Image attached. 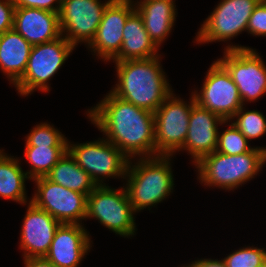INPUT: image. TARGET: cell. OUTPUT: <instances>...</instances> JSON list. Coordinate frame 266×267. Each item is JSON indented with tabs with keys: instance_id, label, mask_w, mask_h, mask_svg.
<instances>
[{
	"instance_id": "obj_2",
	"label": "cell",
	"mask_w": 266,
	"mask_h": 267,
	"mask_svg": "<svg viewBox=\"0 0 266 267\" xmlns=\"http://www.w3.org/2000/svg\"><path fill=\"white\" fill-rule=\"evenodd\" d=\"M160 60L161 55L113 61L118 81L111 92L138 108L154 113L173 92Z\"/></svg>"
},
{
	"instance_id": "obj_17",
	"label": "cell",
	"mask_w": 266,
	"mask_h": 267,
	"mask_svg": "<svg viewBox=\"0 0 266 267\" xmlns=\"http://www.w3.org/2000/svg\"><path fill=\"white\" fill-rule=\"evenodd\" d=\"M91 236L81 224H60L45 256L55 267H79L90 251Z\"/></svg>"
},
{
	"instance_id": "obj_29",
	"label": "cell",
	"mask_w": 266,
	"mask_h": 267,
	"mask_svg": "<svg viewBox=\"0 0 266 267\" xmlns=\"http://www.w3.org/2000/svg\"><path fill=\"white\" fill-rule=\"evenodd\" d=\"M247 32L253 36H266V2L261 0L249 18Z\"/></svg>"
},
{
	"instance_id": "obj_6",
	"label": "cell",
	"mask_w": 266,
	"mask_h": 267,
	"mask_svg": "<svg viewBox=\"0 0 266 267\" xmlns=\"http://www.w3.org/2000/svg\"><path fill=\"white\" fill-rule=\"evenodd\" d=\"M76 48L62 35L56 40L33 45L23 76L14 84L21 96L35 90L49 92V81Z\"/></svg>"
},
{
	"instance_id": "obj_33",
	"label": "cell",
	"mask_w": 266,
	"mask_h": 267,
	"mask_svg": "<svg viewBox=\"0 0 266 267\" xmlns=\"http://www.w3.org/2000/svg\"><path fill=\"white\" fill-rule=\"evenodd\" d=\"M24 267H55L45 257H28L23 258Z\"/></svg>"
},
{
	"instance_id": "obj_10",
	"label": "cell",
	"mask_w": 266,
	"mask_h": 267,
	"mask_svg": "<svg viewBox=\"0 0 266 267\" xmlns=\"http://www.w3.org/2000/svg\"><path fill=\"white\" fill-rule=\"evenodd\" d=\"M260 1L221 0L201 25L195 41L197 44L227 42L247 31L249 18Z\"/></svg>"
},
{
	"instance_id": "obj_22",
	"label": "cell",
	"mask_w": 266,
	"mask_h": 267,
	"mask_svg": "<svg viewBox=\"0 0 266 267\" xmlns=\"http://www.w3.org/2000/svg\"><path fill=\"white\" fill-rule=\"evenodd\" d=\"M30 179L22 170L18 158L0 149V197L27 204L25 181Z\"/></svg>"
},
{
	"instance_id": "obj_8",
	"label": "cell",
	"mask_w": 266,
	"mask_h": 267,
	"mask_svg": "<svg viewBox=\"0 0 266 267\" xmlns=\"http://www.w3.org/2000/svg\"><path fill=\"white\" fill-rule=\"evenodd\" d=\"M190 102L172 92L154 112L155 156H173L181 151L189 128V115L196 103L193 93Z\"/></svg>"
},
{
	"instance_id": "obj_21",
	"label": "cell",
	"mask_w": 266,
	"mask_h": 267,
	"mask_svg": "<svg viewBox=\"0 0 266 267\" xmlns=\"http://www.w3.org/2000/svg\"><path fill=\"white\" fill-rule=\"evenodd\" d=\"M32 45L14 29L0 35V69L13 85L26 71Z\"/></svg>"
},
{
	"instance_id": "obj_14",
	"label": "cell",
	"mask_w": 266,
	"mask_h": 267,
	"mask_svg": "<svg viewBox=\"0 0 266 267\" xmlns=\"http://www.w3.org/2000/svg\"><path fill=\"white\" fill-rule=\"evenodd\" d=\"M134 0H112L106 7L96 35L87 46L96 57L113 60L120 52L123 28L128 16L135 10Z\"/></svg>"
},
{
	"instance_id": "obj_4",
	"label": "cell",
	"mask_w": 266,
	"mask_h": 267,
	"mask_svg": "<svg viewBox=\"0 0 266 267\" xmlns=\"http://www.w3.org/2000/svg\"><path fill=\"white\" fill-rule=\"evenodd\" d=\"M266 163V147H254L239 155L214 151L196 164L198 179L207 187L234 190L253 179Z\"/></svg>"
},
{
	"instance_id": "obj_7",
	"label": "cell",
	"mask_w": 266,
	"mask_h": 267,
	"mask_svg": "<svg viewBox=\"0 0 266 267\" xmlns=\"http://www.w3.org/2000/svg\"><path fill=\"white\" fill-rule=\"evenodd\" d=\"M259 55L250 47L228 44L217 59L236 84L243 105L266 94V65Z\"/></svg>"
},
{
	"instance_id": "obj_20",
	"label": "cell",
	"mask_w": 266,
	"mask_h": 267,
	"mask_svg": "<svg viewBox=\"0 0 266 267\" xmlns=\"http://www.w3.org/2000/svg\"><path fill=\"white\" fill-rule=\"evenodd\" d=\"M158 47L150 39L142 16L135 9L127 18L123 28L122 47L112 61L147 59L159 56Z\"/></svg>"
},
{
	"instance_id": "obj_12",
	"label": "cell",
	"mask_w": 266,
	"mask_h": 267,
	"mask_svg": "<svg viewBox=\"0 0 266 267\" xmlns=\"http://www.w3.org/2000/svg\"><path fill=\"white\" fill-rule=\"evenodd\" d=\"M207 71L200 92H192L195 102L223 120L231 121L234 114L243 106L238 88L218 61H214Z\"/></svg>"
},
{
	"instance_id": "obj_19",
	"label": "cell",
	"mask_w": 266,
	"mask_h": 267,
	"mask_svg": "<svg viewBox=\"0 0 266 267\" xmlns=\"http://www.w3.org/2000/svg\"><path fill=\"white\" fill-rule=\"evenodd\" d=\"M150 39L159 48L174 26L177 9L171 0H140L134 3Z\"/></svg>"
},
{
	"instance_id": "obj_13",
	"label": "cell",
	"mask_w": 266,
	"mask_h": 267,
	"mask_svg": "<svg viewBox=\"0 0 266 267\" xmlns=\"http://www.w3.org/2000/svg\"><path fill=\"white\" fill-rule=\"evenodd\" d=\"M112 0H62L59 10L61 34L74 46L94 39L107 5ZM64 33V34H63Z\"/></svg>"
},
{
	"instance_id": "obj_5",
	"label": "cell",
	"mask_w": 266,
	"mask_h": 267,
	"mask_svg": "<svg viewBox=\"0 0 266 267\" xmlns=\"http://www.w3.org/2000/svg\"><path fill=\"white\" fill-rule=\"evenodd\" d=\"M134 213L125 186L116 189L97 185L87 196L86 219L94 218L122 237L135 235Z\"/></svg>"
},
{
	"instance_id": "obj_27",
	"label": "cell",
	"mask_w": 266,
	"mask_h": 267,
	"mask_svg": "<svg viewBox=\"0 0 266 267\" xmlns=\"http://www.w3.org/2000/svg\"><path fill=\"white\" fill-rule=\"evenodd\" d=\"M254 147L249 145L247 138L232 123L218 134L217 148L215 151L227 155H239L249 152Z\"/></svg>"
},
{
	"instance_id": "obj_30",
	"label": "cell",
	"mask_w": 266,
	"mask_h": 267,
	"mask_svg": "<svg viewBox=\"0 0 266 267\" xmlns=\"http://www.w3.org/2000/svg\"><path fill=\"white\" fill-rule=\"evenodd\" d=\"M15 8L13 0H0V35L13 29Z\"/></svg>"
},
{
	"instance_id": "obj_9",
	"label": "cell",
	"mask_w": 266,
	"mask_h": 267,
	"mask_svg": "<svg viewBox=\"0 0 266 267\" xmlns=\"http://www.w3.org/2000/svg\"><path fill=\"white\" fill-rule=\"evenodd\" d=\"M71 144L68 152L96 185H106V178H125L129 159L111 142L104 139Z\"/></svg>"
},
{
	"instance_id": "obj_18",
	"label": "cell",
	"mask_w": 266,
	"mask_h": 267,
	"mask_svg": "<svg viewBox=\"0 0 266 267\" xmlns=\"http://www.w3.org/2000/svg\"><path fill=\"white\" fill-rule=\"evenodd\" d=\"M13 29L32 46L61 37L59 14L38 8L16 7Z\"/></svg>"
},
{
	"instance_id": "obj_23",
	"label": "cell",
	"mask_w": 266,
	"mask_h": 267,
	"mask_svg": "<svg viewBox=\"0 0 266 267\" xmlns=\"http://www.w3.org/2000/svg\"><path fill=\"white\" fill-rule=\"evenodd\" d=\"M46 177L67 189L88 196L97 186L67 151Z\"/></svg>"
},
{
	"instance_id": "obj_1",
	"label": "cell",
	"mask_w": 266,
	"mask_h": 267,
	"mask_svg": "<svg viewBox=\"0 0 266 267\" xmlns=\"http://www.w3.org/2000/svg\"><path fill=\"white\" fill-rule=\"evenodd\" d=\"M90 121L129 160L155 156L154 113L138 108L111 91L92 109Z\"/></svg>"
},
{
	"instance_id": "obj_32",
	"label": "cell",
	"mask_w": 266,
	"mask_h": 267,
	"mask_svg": "<svg viewBox=\"0 0 266 267\" xmlns=\"http://www.w3.org/2000/svg\"><path fill=\"white\" fill-rule=\"evenodd\" d=\"M188 267H226V264L223 259H198L191 264L188 265Z\"/></svg>"
},
{
	"instance_id": "obj_31",
	"label": "cell",
	"mask_w": 266,
	"mask_h": 267,
	"mask_svg": "<svg viewBox=\"0 0 266 267\" xmlns=\"http://www.w3.org/2000/svg\"><path fill=\"white\" fill-rule=\"evenodd\" d=\"M13 1L15 7L38 8L46 11L59 13L62 0H13Z\"/></svg>"
},
{
	"instance_id": "obj_3",
	"label": "cell",
	"mask_w": 266,
	"mask_h": 267,
	"mask_svg": "<svg viewBox=\"0 0 266 267\" xmlns=\"http://www.w3.org/2000/svg\"><path fill=\"white\" fill-rule=\"evenodd\" d=\"M172 156L158 155L129 160L125 188L135 212L150 210L173 192ZM150 206V207H149Z\"/></svg>"
},
{
	"instance_id": "obj_11",
	"label": "cell",
	"mask_w": 266,
	"mask_h": 267,
	"mask_svg": "<svg viewBox=\"0 0 266 267\" xmlns=\"http://www.w3.org/2000/svg\"><path fill=\"white\" fill-rule=\"evenodd\" d=\"M36 192L29 199L61 224H81L86 220L87 196L67 189L46 176L33 179Z\"/></svg>"
},
{
	"instance_id": "obj_28",
	"label": "cell",
	"mask_w": 266,
	"mask_h": 267,
	"mask_svg": "<svg viewBox=\"0 0 266 267\" xmlns=\"http://www.w3.org/2000/svg\"><path fill=\"white\" fill-rule=\"evenodd\" d=\"M226 267H260L266 261L264 248H240L223 258Z\"/></svg>"
},
{
	"instance_id": "obj_24",
	"label": "cell",
	"mask_w": 266,
	"mask_h": 267,
	"mask_svg": "<svg viewBox=\"0 0 266 267\" xmlns=\"http://www.w3.org/2000/svg\"><path fill=\"white\" fill-rule=\"evenodd\" d=\"M67 151L68 147L25 146L24 155L31 164L26 171L30 180L45 177Z\"/></svg>"
},
{
	"instance_id": "obj_25",
	"label": "cell",
	"mask_w": 266,
	"mask_h": 267,
	"mask_svg": "<svg viewBox=\"0 0 266 267\" xmlns=\"http://www.w3.org/2000/svg\"><path fill=\"white\" fill-rule=\"evenodd\" d=\"M232 124L251 141L266 134V118L257 110H246L244 105L234 114Z\"/></svg>"
},
{
	"instance_id": "obj_15",
	"label": "cell",
	"mask_w": 266,
	"mask_h": 267,
	"mask_svg": "<svg viewBox=\"0 0 266 267\" xmlns=\"http://www.w3.org/2000/svg\"><path fill=\"white\" fill-rule=\"evenodd\" d=\"M215 113L195 103L189 115V128L181 150L188 151L196 164L202 157L213 153L217 148L218 125L227 124Z\"/></svg>"
},
{
	"instance_id": "obj_16",
	"label": "cell",
	"mask_w": 266,
	"mask_h": 267,
	"mask_svg": "<svg viewBox=\"0 0 266 267\" xmlns=\"http://www.w3.org/2000/svg\"><path fill=\"white\" fill-rule=\"evenodd\" d=\"M27 205L19 243L23 258L45 257L61 223L33 202L29 201Z\"/></svg>"
},
{
	"instance_id": "obj_34",
	"label": "cell",
	"mask_w": 266,
	"mask_h": 267,
	"mask_svg": "<svg viewBox=\"0 0 266 267\" xmlns=\"http://www.w3.org/2000/svg\"><path fill=\"white\" fill-rule=\"evenodd\" d=\"M260 267H266V261Z\"/></svg>"
},
{
	"instance_id": "obj_26",
	"label": "cell",
	"mask_w": 266,
	"mask_h": 267,
	"mask_svg": "<svg viewBox=\"0 0 266 267\" xmlns=\"http://www.w3.org/2000/svg\"><path fill=\"white\" fill-rule=\"evenodd\" d=\"M25 138V146L68 147L67 138L47 122L34 126Z\"/></svg>"
}]
</instances>
